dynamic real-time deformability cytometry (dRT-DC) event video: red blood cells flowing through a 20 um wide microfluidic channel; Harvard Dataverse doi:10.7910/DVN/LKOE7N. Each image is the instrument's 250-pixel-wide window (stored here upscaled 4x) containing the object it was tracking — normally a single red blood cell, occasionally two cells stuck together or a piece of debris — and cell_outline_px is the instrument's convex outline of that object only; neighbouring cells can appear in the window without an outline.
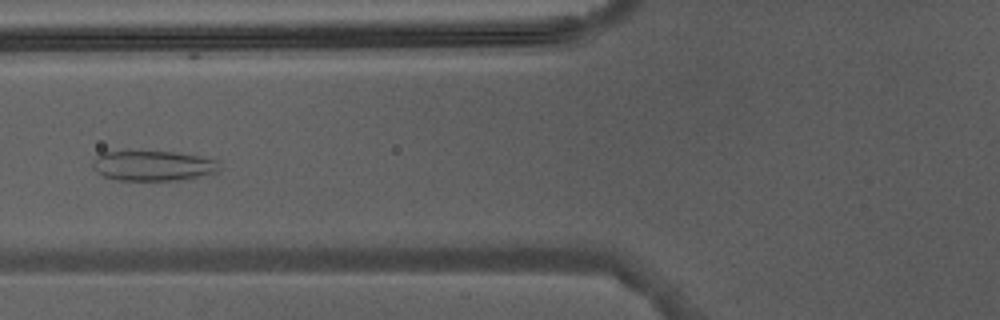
{"species": "Egyptian fruit bat (a non-hibernating species)", "species_latin": "Rousettus aegyptiacus", "temperature_condition": "warm", "stored_images_in_passage": 5, "camera_frame_rate_fps": 3000, "um_per_image_px": 0.085, "animal": {"sex": "male"}, "frame": {"image": 1, "passage_image": 4, "time_ms": 3.667, "image_size_px": [1000, 320], "cell_outline_px": [[220, 172], [184, 180], [116, 180], [104, 176], [96, 172], [92, 168], [92, 160], [100, 152], [172, 152], [200, 156], [216, 160], [220, 168]], "centroid_in_image_um": [13.01, 14.1], "position_along_channel_um": 112.8, "area_um2": 22.37}}